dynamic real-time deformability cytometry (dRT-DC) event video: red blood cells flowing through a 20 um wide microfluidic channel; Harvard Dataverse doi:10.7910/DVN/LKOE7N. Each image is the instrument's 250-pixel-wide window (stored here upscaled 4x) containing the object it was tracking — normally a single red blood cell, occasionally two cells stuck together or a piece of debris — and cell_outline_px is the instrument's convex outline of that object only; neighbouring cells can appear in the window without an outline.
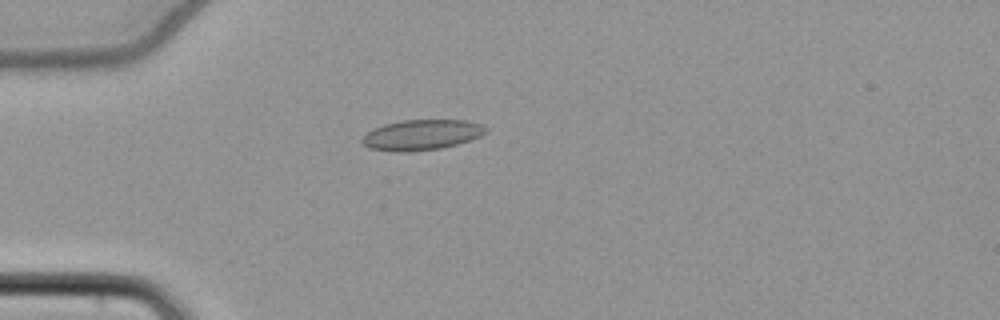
{"species": "common noctule bat (a hibernating species)", "species_latin": "Nyctalus noctula", "temperature_condition": "cold", "stored_images_in_passage": 8, "camera_frame_rate_fps": 3000, "um_per_image_px": 0.085, "animal": {"sex": "female", "body_mass_g": 22.7, "forearm_length_mm": 54.2}, "frame": {"image": 1, "passage_image": 2, "time_ms": 0.333, "image_size_px": [1000, 320], "cell_outline_px": [[488, 132], [480, 136], [456, 144], [440, 148], [408, 152], [396, 152], [368, 148], [360, 140], [368, 132], [384, 124], [404, 120], [468, 120], [480, 124], [488, 128]], "centroid_in_image_um": [35.85, 11.46], "position_along_channel_um": 49.1, "area_um2": 21.79}}
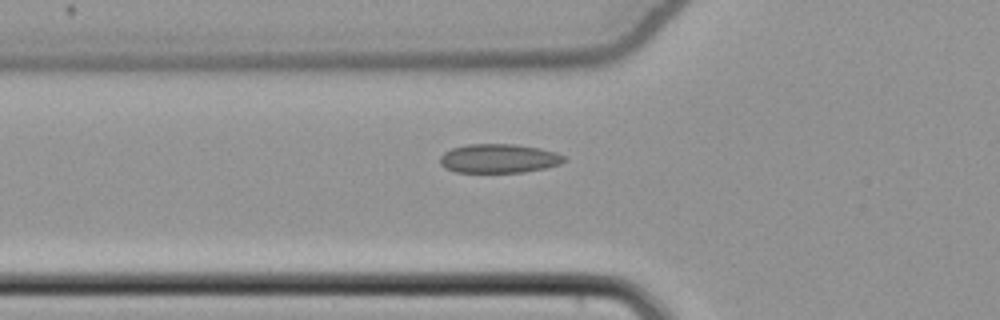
{"frame": {"image": 2, "passage_image": 6, "time_ms": 1.667, "image_size_px": [1000, 320], "cell_outline_px": [[568, 160], [560, 164], [544, 168], [524, 172], [456, 172], [444, 168], [440, 164], [440, 156], [444, 152], [452, 148], [468, 144], [516, 144], [540, 148], [556, 152], [568, 156]], "centroid_in_image_um": [42.44, 13.46], "position_along_channel_um": 83.4, "area_um2": 21.21}}